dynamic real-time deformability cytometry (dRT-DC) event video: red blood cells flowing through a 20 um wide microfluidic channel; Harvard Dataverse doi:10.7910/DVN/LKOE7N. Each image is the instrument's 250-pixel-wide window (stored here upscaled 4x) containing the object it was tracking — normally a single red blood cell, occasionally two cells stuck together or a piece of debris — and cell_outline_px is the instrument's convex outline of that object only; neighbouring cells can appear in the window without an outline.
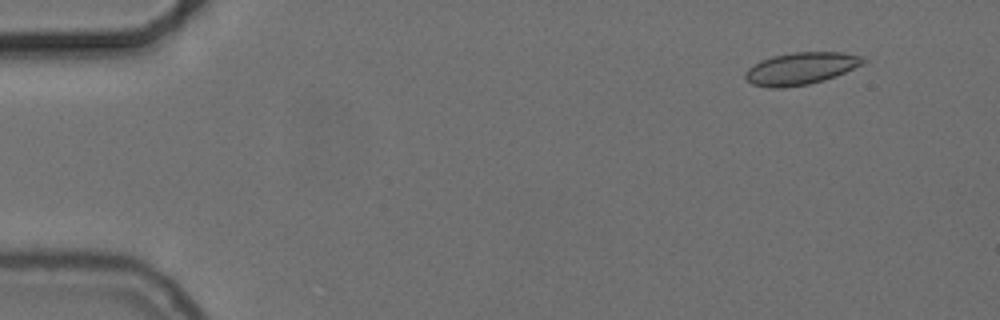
{"species": "common noctule bat (a hibernating species)", "species_latin": "Nyctalus noctula", "temperature_condition": "cold", "stored_images_in_passage": 17, "camera_frame_rate_fps": 3000, "um_per_image_px": 0.085, "animal": {"sex": "female", "body_mass_g": 24.6, "forearm_length_mm": 56.2}, "frame": {"image": 1, "passage_image": 1, "time_ms": 0.0, "image_size_px": [1000, 320], "cell_outline_px": [[868, 60], [864, 64], [836, 76], [824, 80], [808, 84], [784, 88], [768, 88], [752, 84], [744, 76], [744, 72], [748, 68], [760, 60], [772, 56], [792, 52], [840, 52], [864, 56]], "centroid_in_image_um": [68.08, 5.82], "position_along_channel_um": 16.9, "area_um2": 22.37}}
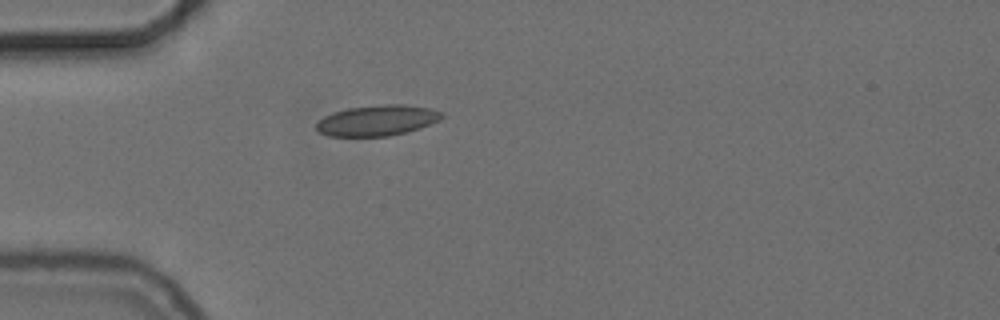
{"frame": {"image": 2, "passage_image": 12, "time_ms": 3.667, "image_size_px": [1000, 320], "cell_outline_px": [[444, 116], [420, 128], [388, 136], [328, 136], [320, 132], [316, 128], [316, 124], [324, 116], [332, 112], [348, 108], [384, 104], [404, 104], [432, 108], [444, 112]], "centroid_in_image_um": [32.06, 10.22], "position_along_channel_um": 52.9, "area_um2": 22.31}}
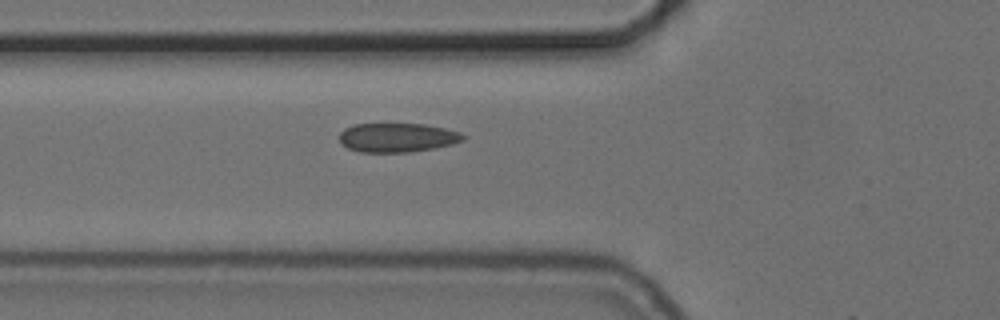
{"frame": {"image": 3, "passage_image": 16, "time_ms": 5.0, "image_size_px": [1000, 320], "cell_outline_px": [[468, 136], [464, 140], [452, 144], [436, 148], [408, 152], [360, 152], [348, 148], [340, 144], [340, 132], [344, 128], [352, 124], [424, 124], [444, 128], [460, 132]], "centroid_in_image_um": [33.77, 11.69], "position_along_channel_um": 92.0, "area_um2": 21.15}}